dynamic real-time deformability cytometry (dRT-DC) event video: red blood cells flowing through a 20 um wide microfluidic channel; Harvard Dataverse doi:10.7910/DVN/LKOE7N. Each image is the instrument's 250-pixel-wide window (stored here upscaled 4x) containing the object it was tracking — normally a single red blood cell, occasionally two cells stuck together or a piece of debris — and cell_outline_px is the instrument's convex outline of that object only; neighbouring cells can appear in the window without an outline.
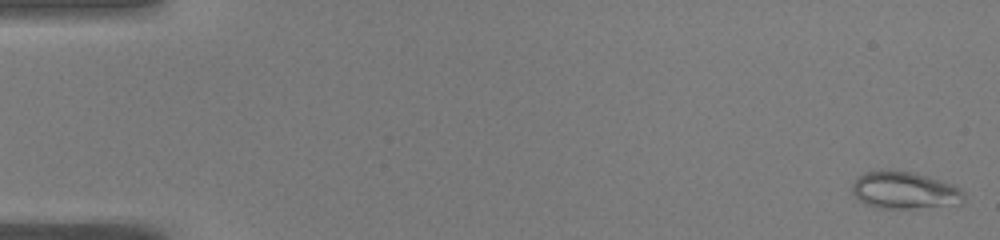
{"species": "common noctule bat (a hibernating species)", "species_latin": "Nyctalus noctula", "temperature_condition": "warm", "stored_images_in_passage": 50, "camera_frame_rate_fps": 3000, "um_per_image_px": 0.085, "animal": {"sex": "male", "body_mass_g": 19.0, "forearm_length_mm": 50.8}, "frame": {"image": 1, "passage_image": 1, "time_ms": 0.0, "image_size_px": [1000, 240], "cell_outline_px": [[964, 200], [960, 204], [912, 208], [876, 208], [864, 204], [852, 192], [852, 184], [860, 176], [868, 172], [880, 168], [912, 172], [956, 184], [964, 192]], "centroid_in_image_um": [76.91, 16.16], "position_along_channel_um": 8.1, "area_um2": 24.45}}
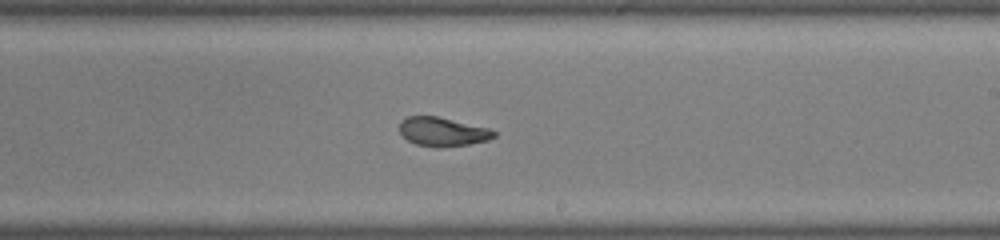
{"frame": {"image": 2, "passage_image": 30, "time_ms": 9.667, "image_size_px": [1000, 240], "cell_outline_px": [[496, 136], [488, 140], [468, 144], [416, 144], [408, 140], [400, 132], [400, 120], [408, 116], [436, 116], [488, 128], [496, 132]], "centroid_in_image_um": [37.62, 11.14], "position_along_channel_um": 251.4, "area_um2": 15.03}}
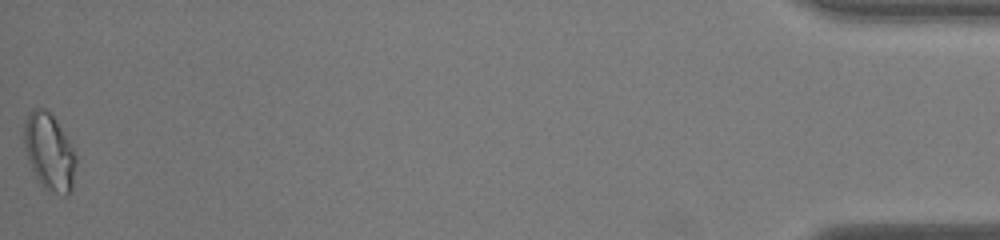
{"frame": {"image": 3, "passage_image": 50, "time_ms": 16.333, "image_size_px": [1000, 240], "cell_outline_px": [[76, 164], [72, 192], [64, 196], [48, 192], [36, 176], [28, 160], [24, 144], [24, 120], [28, 112], [32, 108], [48, 108], [56, 120], [76, 152]], "centroid_in_image_um": [4.21, 12.9], "position_along_channel_um": 431.0, "area_um2": 23.58}, "authors_computed_cell_mechanics": {"area_um2": 18.3515, "velocity_mm_per_s": 4.0884, "shape_relaxation_time_tau1_ms": null, "shape_relaxation_time_tau2_ms": 1.2712, "deformation_change_tau1": null, "deformation_change_tau2": 0.079}}